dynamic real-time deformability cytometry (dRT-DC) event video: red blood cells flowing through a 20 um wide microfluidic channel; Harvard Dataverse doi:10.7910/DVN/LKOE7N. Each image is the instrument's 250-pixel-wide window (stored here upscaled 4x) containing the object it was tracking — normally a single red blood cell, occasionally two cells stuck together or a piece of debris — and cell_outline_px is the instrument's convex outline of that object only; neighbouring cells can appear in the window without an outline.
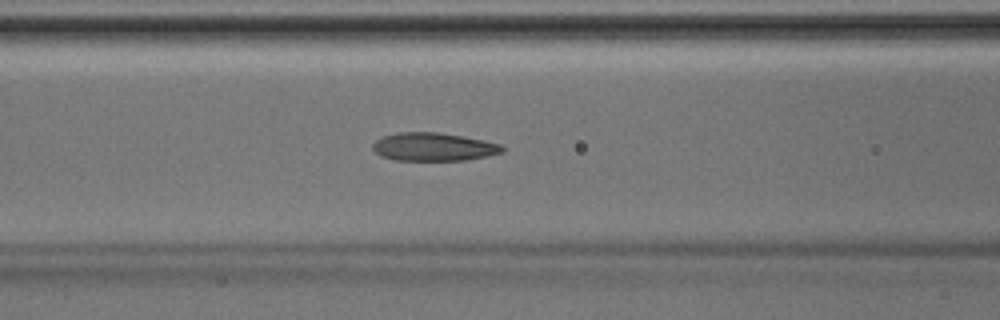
{"species": "Egyptian fruit bat (a non-hibernating species)", "species_latin": "Rousettus aegyptiacus", "temperature_condition": "room temperature", "stored_images_in_passage": 44, "camera_frame_rate_fps": 3000, "um_per_image_px": 0.085, "animal": {"sex": "male"}, "frame": {"image": 1, "passage_image": 17, "time_ms": 5.333, "image_size_px": [1000, 320], "cell_outline_px": [[504, 152], [488, 156], [464, 160], [396, 160], [380, 156], [372, 148], [372, 144], [376, 140], [384, 136], [400, 132], [436, 132], [464, 136], [484, 140], [500, 144], [504, 148]], "centroid_in_image_um": [36.86, 12.48], "position_along_channel_um": 129.7, "area_um2": 21.27}}
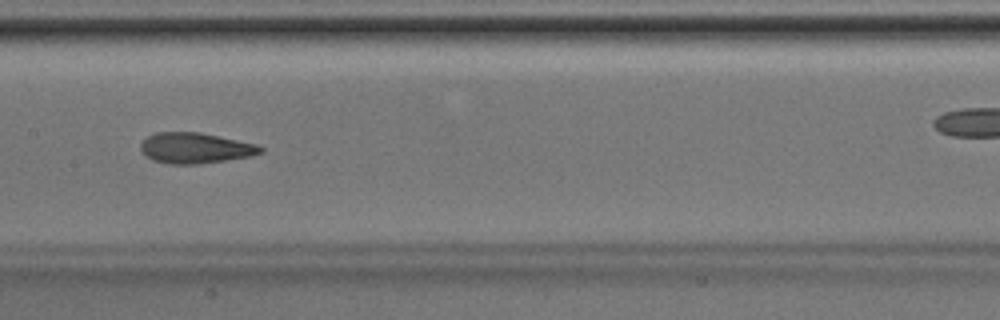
{"frame": {"image": 2, "passage_image": 21, "time_ms": 6.667, "image_size_px": [1000, 320], "cell_outline_px": [[264, 152], [252, 156], [200, 164], [168, 164], [152, 160], [144, 156], [140, 152], [140, 144], [148, 136], [156, 132], [200, 132], [256, 144], [264, 148]], "centroid_in_image_um": [16.58, 12.59], "position_along_channel_um": 190.8, "area_um2": 21.62}}
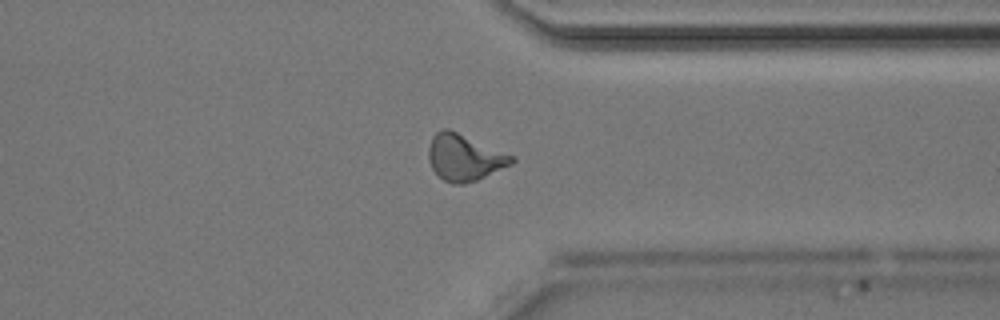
{"frame": {"image": 3, "passage_image": 33, "time_ms": 10.667, "image_size_px": [1000, 320], "cell_outline_px": [[516, 160], [512, 164], [476, 180], [464, 184], [452, 184], [444, 180], [432, 168], [428, 160], [428, 148], [432, 136], [436, 132], [444, 128], [448, 128], [516, 156]], "centroid_in_image_um": [39.48, 13.37], "position_along_channel_um": 371.9, "area_um2": 22.54}}